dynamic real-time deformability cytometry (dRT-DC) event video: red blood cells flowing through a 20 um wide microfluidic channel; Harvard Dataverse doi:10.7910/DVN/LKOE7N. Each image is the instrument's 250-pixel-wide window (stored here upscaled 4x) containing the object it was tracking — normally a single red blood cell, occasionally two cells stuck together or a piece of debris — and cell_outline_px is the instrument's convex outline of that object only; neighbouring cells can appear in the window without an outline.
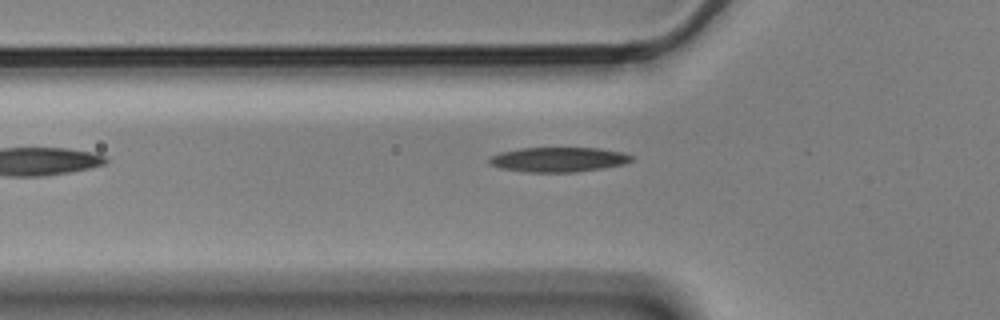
{"species": "Egyptian fruit bat (a non-hibernating species)", "species_latin": "Rousettus aegyptiacus", "temperature_condition": "cold", "stored_images_in_passage": 6, "camera_frame_rate_fps": 3000, "um_per_image_px": 0.085, "animal": {"sex": "male"}, "frame": {"image": 1, "passage_image": 6, "time_ms": 1.667, "image_size_px": [1000, 320], "cell_outline_px": [[632, 160], [624, 164], [600, 168], [572, 172], [528, 172], [500, 168], [488, 164], [488, 160], [492, 156], [500, 152], [520, 148], [600, 148], [620, 152], [632, 156]], "centroid_in_image_um": [47.41, 13.56], "position_along_channel_um": 78.4, "area_um2": 20.29}}